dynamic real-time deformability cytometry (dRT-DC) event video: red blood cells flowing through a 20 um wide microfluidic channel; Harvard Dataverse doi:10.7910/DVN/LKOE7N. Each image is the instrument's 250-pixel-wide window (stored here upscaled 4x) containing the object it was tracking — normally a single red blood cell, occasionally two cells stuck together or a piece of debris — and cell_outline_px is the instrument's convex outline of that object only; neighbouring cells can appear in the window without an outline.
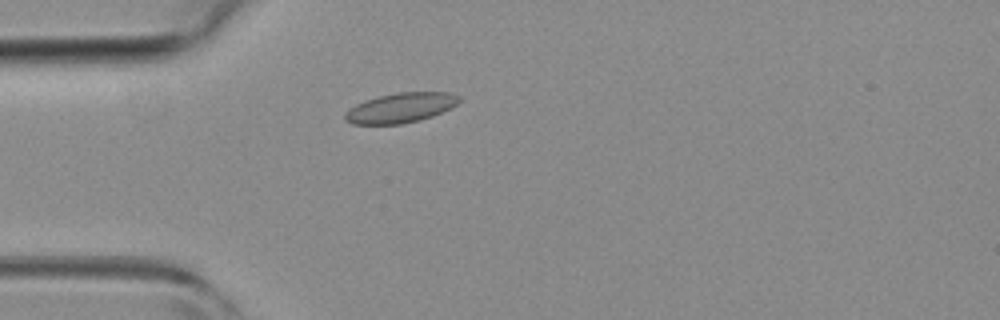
{"species": "common noctule bat (a hibernating species)", "species_latin": "Nyctalus noctula", "temperature_condition": "room temperature", "stored_images_in_passage": 4, "camera_frame_rate_fps": 3000, "um_per_image_px": 0.085, "animal": {"sex": "female", "body_mass_g": 19.3, "forearm_length_mm": 54.1}, "frame": {"image": 1, "passage_image": 4, "time_ms": 4.333, "image_size_px": [1000, 320], "cell_outline_px": [[460, 100], [452, 108], [432, 116], [420, 120], [400, 124], [352, 124], [344, 120], [344, 112], [348, 108], [364, 100], [396, 92], [452, 92], [460, 96]], "centroid_in_image_um": [34.04, 9.16], "position_along_channel_um": 51.0, "area_um2": 20.06}}